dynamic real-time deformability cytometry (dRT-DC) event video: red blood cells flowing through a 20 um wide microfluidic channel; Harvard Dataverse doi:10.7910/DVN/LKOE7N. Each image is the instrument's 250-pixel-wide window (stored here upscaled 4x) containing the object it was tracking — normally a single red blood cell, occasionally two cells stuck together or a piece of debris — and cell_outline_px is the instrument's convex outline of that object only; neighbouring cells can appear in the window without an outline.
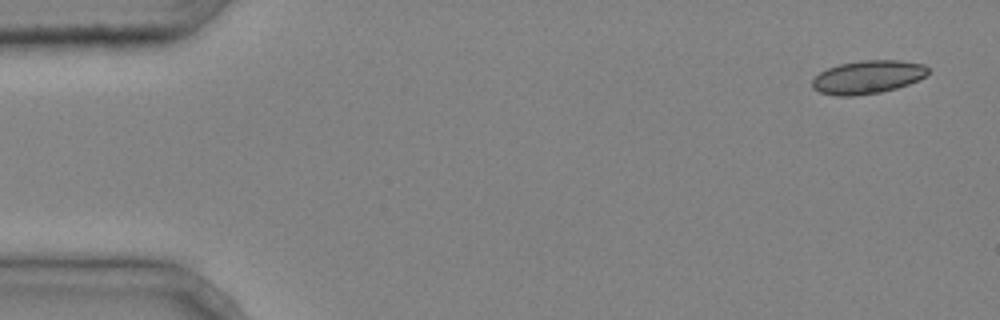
{"species": "common noctule bat (a hibernating species)", "species_latin": "Nyctalus noctula", "temperature_condition": "cold", "stored_images_in_passage": 4, "camera_frame_rate_fps": 3000, "um_per_image_px": 0.085, "animal": {"sex": "male", "body_mass_g": 20.4}, "frame": {"image": 1, "passage_image": 1, "time_ms": 0.0, "image_size_px": [1000, 320], "cell_outline_px": [[928, 72], [920, 80], [896, 88], [880, 92], [852, 96], [836, 96], [820, 92], [812, 88], [812, 80], [820, 72], [828, 68], [840, 64], [860, 60], [900, 60], [924, 64], [928, 68]], "centroid_in_image_um": [73.75, 6.55], "position_along_channel_um": 11.2, "area_um2": 22.43}}
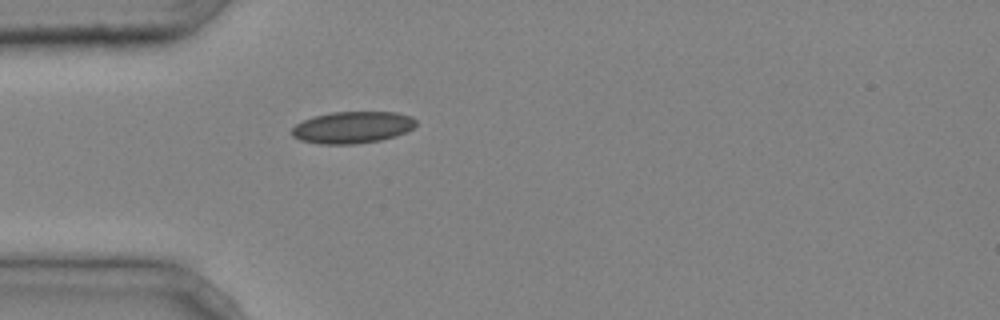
{"frame": {"image": 2, "passage_image": 4, "time_ms": 1.0, "image_size_px": [1000, 320], "cell_outline_px": [[416, 124], [412, 128], [396, 136], [380, 140], [352, 144], [320, 144], [300, 140], [292, 136], [292, 128], [296, 124], [304, 120], [316, 116], [332, 112], [396, 112], [412, 116], [416, 120]], "centroid_in_image_um": [29.96, 10.82], "position_along_channel_um": 55.0, "area_um2": 22.89}}